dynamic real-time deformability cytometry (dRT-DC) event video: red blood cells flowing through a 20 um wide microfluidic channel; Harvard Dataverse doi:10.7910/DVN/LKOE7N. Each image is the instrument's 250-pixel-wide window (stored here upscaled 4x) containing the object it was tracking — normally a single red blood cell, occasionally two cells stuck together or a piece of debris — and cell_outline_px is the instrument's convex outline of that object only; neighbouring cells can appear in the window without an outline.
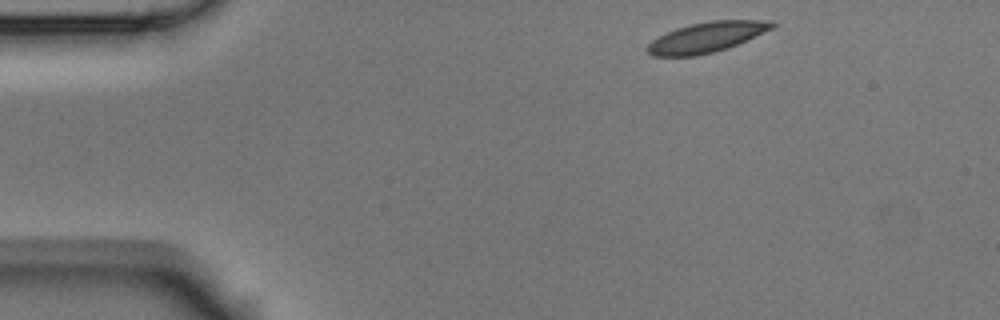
{"species": "Egyptian fruit bat (a non-hibernating species)", "species_latin": "Rousettus aegyptiacus", "temperature_condition": "room temperature", "stored_images_in_passage": 3, "camera_frame_rate_fps": 3000, "um_per_image_px": 0.085, "animal": {"sex": "male"}, "frame": {"image": 1, "passage_image": 1, "time_ms": 0.0, "image_size_px": [1000, 320], "cell_outline_px": [[776, 24], [772, 28], [728, 48], [696, 56], [652, 56], [644, 48], [652, 40], [676, 28], [692, 24], [712, 20], [776, 20]], "centroid_in_image_um": [60.05, 3.16], "position_along_channel_um": 24.9, "area_um2": 21.79}}